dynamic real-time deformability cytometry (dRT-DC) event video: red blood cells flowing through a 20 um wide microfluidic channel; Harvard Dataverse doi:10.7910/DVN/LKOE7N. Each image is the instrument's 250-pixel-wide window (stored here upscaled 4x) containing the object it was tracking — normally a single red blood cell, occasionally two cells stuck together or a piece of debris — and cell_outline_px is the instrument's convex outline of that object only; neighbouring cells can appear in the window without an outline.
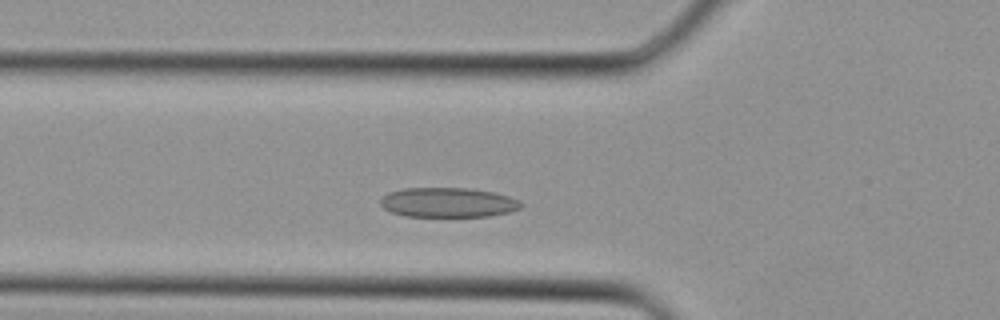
{"species": "Egyptian fruit bat (a non-hibernating species)", "species_latin": "Rousettus aegyptiacus", "temperature_condition": "cold", "stored_images_in_passage": 29, "camera_frame_rate_fps": 3000, "um_per_image_px": 0.085, "animal": {"sex": "female"}, "frame": {"image": 1, "passage_image": 6, "time_ms": 1.667, "image_size_px": [1000, 320], "cell_outline_px": [[524, 204], [520, 208], [508, 212], [488, 216], [404, 216], [392, 212], [384, 208], [380, 204], [380, 200], [388, 192], [404, 188], [468, 188], [496, 192], [520, 200]], "centroid_in_image_um": [38.1, 17.2], "position_along_channel_um": 87.7, "area_um2": 24.33}}
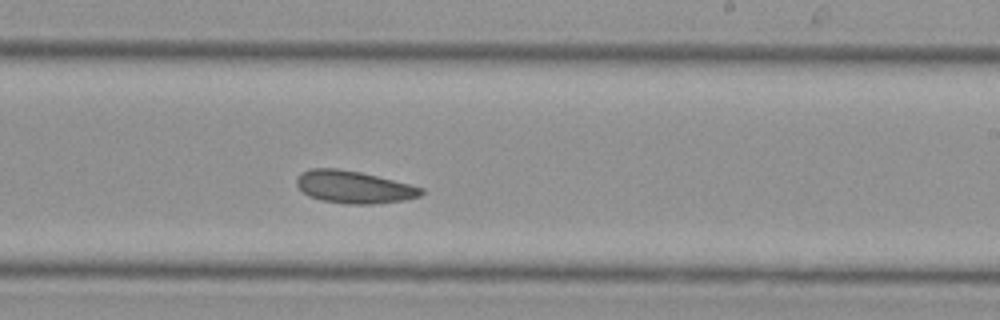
{"frame": {"image": 2, "passage_image": 15, "time_ms": 4.667, "image_size_px": [1000, 320], "cell_outline_px": [[424, 192], [420, 196], [404, 200], [372, 204], [348, 204], [320, 200], [308, 196], [296, 184], [296, 176], [300, 172], [312, 168], [336, 168], [360, 172], [424, 188]], "centroid_in_image_um": [30.04, 15.9], "position_along_channel_um": 259.0, "area_um2": 23.47}}
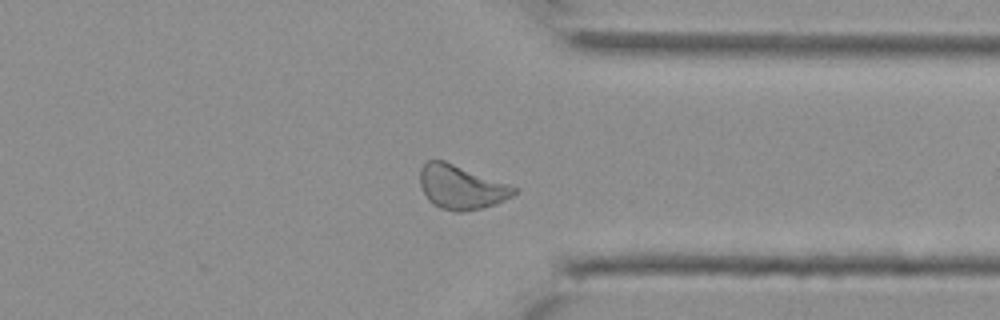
{"frame": {"image": 3, "passage_image": 21, "time_ms": 6.667, "image_size_px": [1000, 320], "cell_outline_px": [[520, 188], [512, 196], [496, 204], [480, 208], [460, 212], [456, 212], [440, 208], [432, 204], [428, 200], [420, 184], [420, 168], [428, 160], [444, 160]], "centroid_in_image_um": [39.2, 15.91], "position_along_channel_um": 372.2, "area_um2": 24.1}}